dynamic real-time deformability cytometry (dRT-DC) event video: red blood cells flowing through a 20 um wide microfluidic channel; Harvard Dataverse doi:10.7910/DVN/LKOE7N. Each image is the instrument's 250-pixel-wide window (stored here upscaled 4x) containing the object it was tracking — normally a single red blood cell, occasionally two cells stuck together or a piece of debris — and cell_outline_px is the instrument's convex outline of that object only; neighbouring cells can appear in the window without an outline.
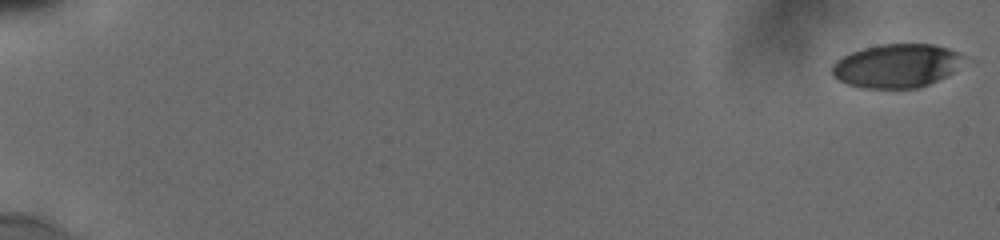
{"species": "human", "species_latin": "Homo sapiens", "temperature_condition": "cold", "stored_images_in_passage": 50, "camera_frame_rate_fps": 3000, "um_per_image_px": 0.085, "donor": {"sex": "male"}, "frame": {"image": 1, "passage_image": 1, "time_ms": 0.0, "image_size_px": [1000, 240], "cell_outline_px": [[964, 56], [952, 72], [920, 88], [864, 88], [848, 84], [832, 76], [832, 64], [836, 60], [852, 52], [864, 48], [880, 44], [932, 44], [948, 48]], "centroid_in_image_um": [76.15, 5.59], "position_along_channel_um": 8.8, "area_um2": 33.06}}
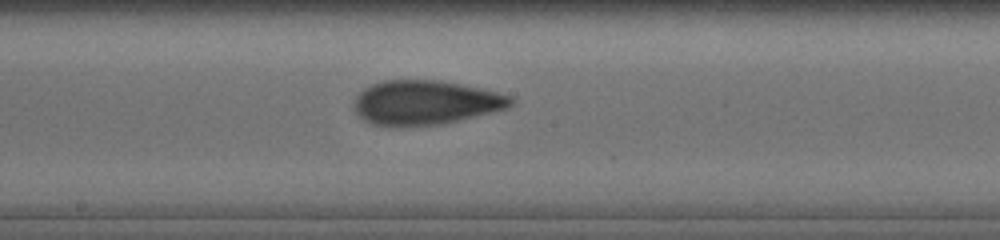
{"frame": {"image": 2, "passage_image": 28, "time_ms": 10.667, "image_size_px": [1000, 240], "cell_outline_px": [[516, 100], [508, 108], [440, 124], [396, 128], [392, 128], [372, 124], [364, 120], [352, 108], [352, 100], [364, 88], [372, 84], [384, 80], [440, 80], [460, 84], [496, 92], [512, 96]], "centroid_in_image_um": [36.09, 8.73], "position_along_channel_um": 212.1, "area_um2": 40.86}}
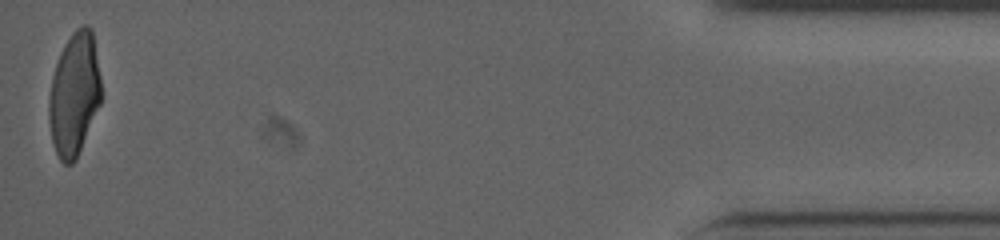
{"frame": {"image": 3, "passage_image": 50, "time_ms": 18.333, "image_size_px": [1000, 240], "cell_outline_px": [[100, 104], [76, 160], [72, 164], [64, 164], [60, 160], [56, 152], [52, 140], [48, 120], [48, 100], [52, 76], [60, 52], [64, 44], [72, 32], [76, 28], [84, 24], [88, 24], [92, 28], [100, 76]], "centroid_in_image_um": [6.3, 7.99], "position_along_channel_um": 428.9, "area_um2": 37.57}, "authors_computed_cell_mechanics": {"area_um2": 38.6971, "velocity_mm_per_s": 3.8343, "shape_relaxation_time_tau1_ms": 7.8751, "shape_relaxation_time_tau2_ms": 1.4016, "deformation_change_tau1": 0.2164, "deformation_change_tau2": 0.0869}}